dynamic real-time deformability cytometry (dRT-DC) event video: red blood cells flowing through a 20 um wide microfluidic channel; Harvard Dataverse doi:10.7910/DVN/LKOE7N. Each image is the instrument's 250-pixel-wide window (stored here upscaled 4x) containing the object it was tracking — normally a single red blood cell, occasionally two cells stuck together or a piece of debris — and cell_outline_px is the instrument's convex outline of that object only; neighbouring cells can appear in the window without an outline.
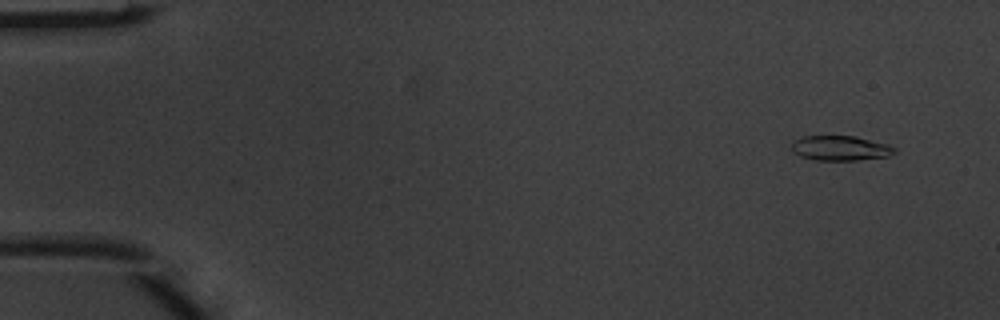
{"species": "common noctule bat (a hibernating species)", "species_latin": "Nyctalus noctula", "temperature_condition": "warm", "stored_images_in_passage": 5, "camera_frame_rate_fps": 3000, "um_per_image_px": 0.085, "animal": {"sex": "male", "body_mass_g": 20.1, "forearm_length_mm": 53.5}, "frame": {"image": 1, "passage_image": 2, "time_ms": 0.333, "image_size_px": [1000, 320], "cell_outline_px": [[896, 152], [888, 156], [856, 160], [816, 160], [800, 156], [792, 152], [792, 144], [796, 140], [804, 136], [856, 136], [888, 144], [896, 148]], "centroid_in_image_um": [71.45, 12.59], "position_along_channel_um": 13.6, "area_um2": 14.85}}
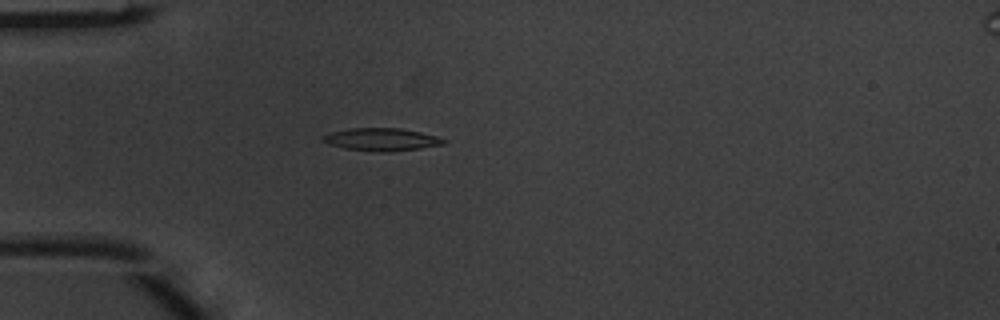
{"frame": {"image": 2, "passage_image": 5, "time_ms": 1.333, "image_size_px": [1000, 320], "cell_outline_px": [[448, 140], [444, 144], [420, 148], [388, 152], [380, 152], [344, 148], [328, 144], [320, 140], [320, 136], [328, 132], [352, 128], [400, 128], [420, 132], [436, 136]], "centroid_in_image_um": [32.37, 11.85], "position_along_channel_um": 52.6, "area_um2": 16.07}}